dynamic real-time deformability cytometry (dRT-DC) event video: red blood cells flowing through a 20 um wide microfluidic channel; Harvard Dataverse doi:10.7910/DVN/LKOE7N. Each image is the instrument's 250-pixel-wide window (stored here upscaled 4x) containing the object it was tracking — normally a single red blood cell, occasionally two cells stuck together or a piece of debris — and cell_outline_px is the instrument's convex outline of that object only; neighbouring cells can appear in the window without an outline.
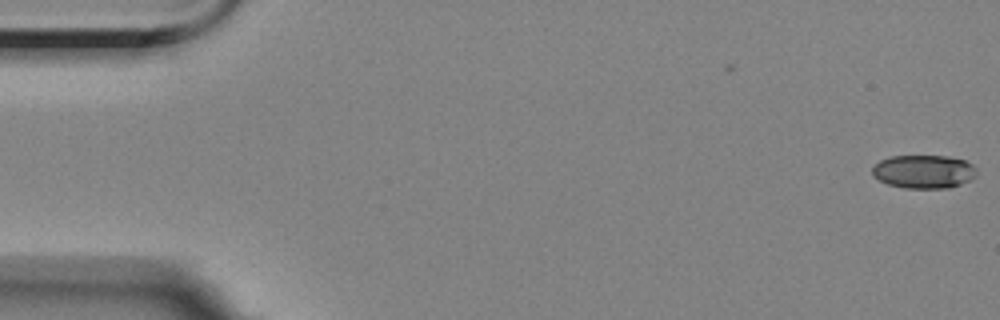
{"species": "Egyptian fruit bat (a non-hibernating species)", "species_latin": "Rousettus aegyptiacus", "temperature_condition": "room temperature", "stored_images_in_passage": 5, "camera_frame_rate_fps": 3000, "um_per_image_px": 0.085, "animal": {"sex": "female"}, "frame": {"image": 1, "passage_image": 1, "time_ms": 0.0, "image_size_px": [1000, 320], "cell_outline_px": [[976, 176], [960, 184], [948, 188], [904, 188], [888, 184], [872, 176], [872, 168], [880, 160], [892, 156], [948, 156], [964, 160], [972, 164], [976, 168]], "centroid_in_image_um": [78.51, 14.58], "position_along_channel_um": 6.5, "area_um2": 20.29}}
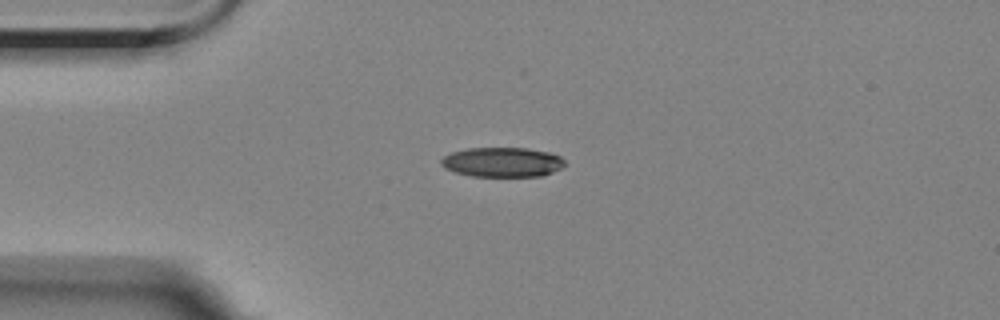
{"frame": {"image": 2, "passage_image": 5, "time_ms": 4.333, "image_size_px": [1000, 320], "cell_outline_px": [[564, 164], [560, 168], [544, 176], [472, 176], [456, 172], [444, 168], [440, 164], [440, 160], [444, 156], [452, 152], [468, 148], [528, 148], [548, 152], [560, 156], [564, 160]], "centroid_in_image_um": [42.68, 13.78], "position_along_channel_um": 42.3, "area_um2": 21.33}}